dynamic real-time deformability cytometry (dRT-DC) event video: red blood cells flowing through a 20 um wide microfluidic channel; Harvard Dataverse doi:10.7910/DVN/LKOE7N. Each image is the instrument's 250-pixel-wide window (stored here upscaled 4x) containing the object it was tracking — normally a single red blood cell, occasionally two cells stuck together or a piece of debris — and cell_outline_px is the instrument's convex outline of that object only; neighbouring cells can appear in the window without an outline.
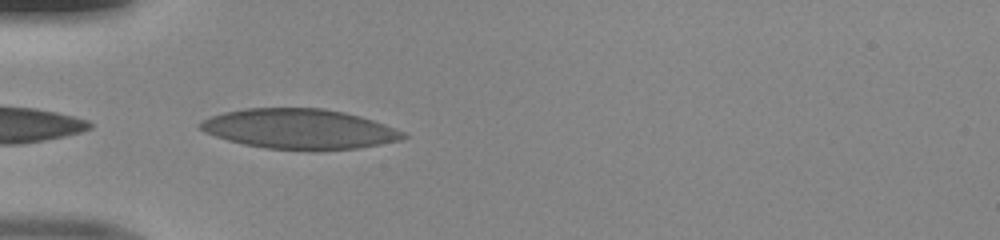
{"species": "human", "species_latin": "Homo sapiens", "temperature_condition": "room temperature", "stored_images_in_passage": 23, "camera_frame_rate_fps": 3000, "um_per_image_px": 0.085, "donor": {"sex": "male"}, "frame": {"image": 1, "passage_image": 1, "time_ms": 0.0, "image_size_px": [1000, 240], "cell_outline_px": [[408, 136], [400, 140], [380, 144], [356, 148], [316, 152], [312, 152], [264, 148], [244, 144], [228, 140], [204, 132], [196, 124], [212, 116], [224, 112], [244, 108], [324, 108], [344, 112], [360, 116], [384, 124], [404, 132]], "centroid_in_image_um": [25.45, 10.98], "position_along_channel_um": 59.6, "area_um2": 47.74}}